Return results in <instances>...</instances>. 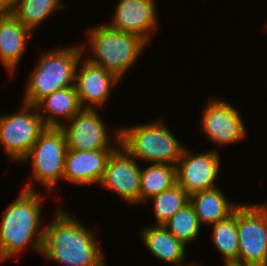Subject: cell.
<instances>
[{
  "instance_id": "16",
  "label": "cell",
  "mask_w": 267,
  "mask_h": 266,
  "mask_svg": "<svg viewBox=\"0 0 267 266\" xmlns=\"http://www.w3.org/2000/svg\"><path fill=\"white\" fill-rule=\"evenodd\" d=\"M33 32L26 28L12 14L0 16V64L7 72H14L28 46V39Z\"/></svg>"
},
{
  "instance_id": "4",
  "label": "cell",
  "mask_w": 267,
  "mask_h": 266,
  "mask_svg": "<svg viewBox=\"0 0 267 266\" xmlns=\"http://www.w3.org/2000/svg\"><path fill=\"white\" fill-rule=\"evenodd\" d=\"M86 35L88 44L82 43V48L86 51L88 46L91 54L85 58L112 72L120 80L137 63L148 45L138 35L114 30L107 23L89 28Z\"/></svg>"
},
{
  "instance_id": "26",
  "label": "cell",
  "mask_w": 267,
  "mask_h": 266,
  "mask_svg": "<svg viewBox=\"0 0 267 266\" xmlns=\"http://www.w3.org/2000/svg\"><path fill=\"white\" fill-rule=\"evenodd\" d=\"M194 263L195 262H193V264H190L189 266H202V264L201 265L200 264L198 265V264H196V263L194 264Z\"/></svg>"
},
{
  "instance_id": "18",
  "label": "cell",
  "mask_w": 267,
  "mask_h": 266,
  "mask_svg": "<svg viewBox=\"0 0 267 266\" xmlns=\"http://www.w3.org/2000/svg\"><path fill=\"white\" fill-rule=\"evenodd\" d=\"M36 107L47 127H61L83 108L75 86L54 91Z\"/></svg>"
},
{
  "instance_id": "5",
  "label": "cell",
  "mask_w": 267,
  "mask_h": 266,
  "mask_svg": "<svg viewBox=\"0 0 267 266\" xmlns=\"http://www.w3.org/2000/svg\"><path fill=\"white\" fill-rule=\"evenodd\" d=\"M175 136L159 118L120 128V146L142 163L176 166L185 145Z\"/></svg>"
},
{
  "instance_id": "7",
  "label": "cell",
  "mask_w": 267,
  "mask_h": 266,
  "mask_svg": "<svg viewBox=\"0 0 267 266\" xmlns=\"http://www.w3.org/2000/svg\"><path fill=\"white\" fill-rule=\"evenodd\" d=\"M238 266H267V202L237 207Z\"/></svg>"
},
{
  "instance_id": "23",
  "label": "cell",
  "mask_w": 267,
  "mask_h": 266,
  "mask_svg": "<svg viewBox=\"0 0 267 266\" xmlns=\"http://www.w3.org/2000/svg\"><path fill=\"white\" fill-rule=\"evenodd\" d=\"M153 204L156 225H163L181 208L189 203V195L178 184L148 200Z\"/></svg>"
},
{
  "instance_id": "21",
  "label": "cell",
  "mask_w": 267,
  "mask_h": 266,
  "mask_svg": "<svg viewBox=\"0 0 267 266\" xmlns=\"http://www.w3.org/2000/svg\"><path fill=\"white\" fill-rule=\"evenodd\" d=\"M211 226L213 246L223 255L224 266L238 265L237 208L229 216Z\"/></svg>"
},
{
  "instance_id": "25",
  "label": "cell",
  "mask_w": 267,
  "mask_h": 266,
  "mask_svg": "<svg viewBox=\"0 0 267 266\" xmlns=\"http://www.w3.org/2000/svg\"><path fill=\"white\" fill-rule=\"evenodd\" d=\"M14 0H0V16L12 14Z\"/></svg>"
},
{
  "instance_id": "12",
  "label": "cell",
  "mask_w": 267,
  "mask_h": 266,
  "mask_svg": "<svg viewBox=\"0 0 267 266\" xmlns=\"http://www.w3.org/2000/svg\"><path fill=\"white\" fill-rule=\"evenodd\" d=\"M141 163L119 146L110 156L99 186L130 204L139 205Z\"/></svg>"
},
{
  "instance_id": "20",
  "label": "cell",
  "mask_w": 267,
  "mask_h": 266,
  "mask_svg": "<svg viewBox=\"0 0 267 266\" xmlns=\"http://www.w3.org/2000/svg\"><path fill=\"white\" fill-rule=\"evenodd\" d=\"M141 166L139 204H146L149 199L177 184L176 166L167 164H150Z\"/></svg>"
},
{
  "instance_id": "9",
  "label": "cell",
  "mask_w": 267,
  "mask_h": 266,
  "mask_svg": "<svg viewBox=\"0 0 267 266\" xmlns=\"http://www.w3.org/2000/svg\"><path fill=\"white\" fill-rule=\"evenodd\" d=\"M98 111V109L82 108L60 127L65 133L68 149L116 150L120 146V127L114 129L115 136L110 135Z\"/></svg>"
},
{
  "instance_id": "1",
  "label": "cell",
  "mask_w": 267,
  "mask_h": 266,
  "mask_svg": "<svg viewBox=\"0 0 267 266\" xmlns=\"http://www.w3.org/2000/svg\"><path fill=\"white\" fill-rule=\"evenodd\" d=\"M45 225L41 255L65 266H106L98 237L83 222L58 206Z\"/></svg>"
},
{
  "instance_id": "3",
  "label": "cell",
  "mask_w": 267,
  "mask_h": 266,
  "mask_svg": "<svg viewBox=\"0 0 267 266\" xmlns=\"http://www.w3.org/2000/svg\"><path fill=\"white\" fill-rule=\"evenodd\" d=\"M84 53L82 44H71L65 48L58 46L42 52L31 74H28L21 101L36 105L54 91L74 86L76 68Z\"/></svg>"
},
{
  "instance_id": "10",
  "label": "cell",
  "mask_w": 267,
  "mask_h": 266,
  "mask_svg": "<svg viewBox=\"0 0 267 266\" xmlns=\"http://www.w3.org/2000/svg\"><path fill=\"white\" fill-rule=\"evenodd\" d=\"M201 132L218 147L236 144L246 138V127L239 110L222 98H213L203 107Z\"/></svg>"
},
{
  "instance_id": "14",
  "label": "cell",
  "mask_w": 267,
  "mask_h": 266,
  "mask_svg": "<svg viewBox=\"0 0 267 266\" xmlns=\"http://www.w3.org/2000/svg\"><path fill=\"white\" fill-rule=\"evenodd\" d=\"M156 6L155 0H119L110 20L112 22L107 25L120 32L138 35L149 44L150 35L158 31L160 25Z\"/></svg>"
},
{
  "instance_id": "8",
  "label": "cell",
  "mask_w": 267,
  "mask_h": 266,
  "mask_svg": "<svg viewBox=\"0 0 267 266\" xmlns=\"http://www.w3.org/2000/svg\"><path fill=\"white\" fill-rule=\"evenodd\" d=\"M20 111L0 115V145L11 161L21 163L47 128L36 105L22 101ZM36 110V111H34Z\"/></svg>"
},
{
  "instance_id": "17",
  "label": "cell",
  "mask_w": 267,
  "mask_h": 266,
  "mask_svg": "<svg viewBox=\"0 0 267 266\" xmlns=\"http://www.w3.org/2000/svg\"><path fill=\"white\" fill-rule=\"evenodd\" d=\"M143 244L157 259L174 266H189L186 259V246L180 242L164 225L147 226L140 230Z\"/></svg>"
},
{
  "instance_id": "11",
  "label": "cell",
  "mask_w": 267,
  "mask_h": 266,
  "mask_svg": "<svg viewBox=\"0 0 267 266\" xmlns=\"http://www.w3.org/2000/svg\"><path fill=\"white\" fill-rule=\"evenodd\" d=\"M184 146L181 157L176 164L177 184L191 196L217 185L220 174V155L216 150L194 154ZM216 183V184H215Z\"/></svg>"
},
{
  "instance_id": "19",
  "label": "cell",
  "mask_w": 267,
  "mask_h": 266,
  "mask_svg": "<svg viewBox=\"0 0 267 266\" xmlns=\"http://www.w3.org/2000/svg\"><path fill=\"white\" fill-rule=\"evenodd\" d=\"M198 220L202 225H214L229 216L241 203L230 202L218 187L189 196Z\"/></svg>"
},
{
  "instance_id": "6",
  "label": "cell",
  "mask_w": 267,
  "mask_h": 266,
  "mask_svg": "<svg viewBox=\"0 0 267 266\" xmlns=\"http://www.w3.org/2000/svg\"><path fill=\"white\" fill-rule=\"evenodd\" d=\"M67 149L64 131L60 127H47L22 161L30 160L33 178L22 189L36 191L34 183L38 182L49 193L54 192V187L63 178Z\"/></svg>"
},
{
  "instance_id": "15",
  "label": "cell",
  "mask_w": 267,
  "mask_h": 266,
  "mask_svg": "<svg viewBox=\"0 0 267 266\" xmlns=\"http://www.w3.org/2000/svg\"><path fill=\"white\" fill-rule=\"evenodd\" d=\"M115 150L67 149L62 181L79 186L99 185L107 162Z\"/></svg>"
},
{
  "instance_id": "22",
  "label": "cell",
  "mask_w": 267,
  "mask_h": 266,
  "mask_svg": "<svg viewBox=\"0 0 267 266\" xmlns=\"http://www.w3.org/2000/svg\"><path fill=\"white\" fill-rule=\"evenodd\" d=\"M61 8H64L61 0H14L12 15L34 33Z\"/></svg>"
},
{
  "instance_id": "24",
  "label": "cell",
  "mask_w": 267,
  "mask_h": 266,
  "mask_svg": "<svg viewBox=\"0 0 267 266\" xmlns=\"http://www.w3.org/2000/svg\"><path fill=\"white\" fill-rule=\"evenodd\" d=\"M163 225L185 246L196 240L202 228L190 202Z\"/></svg>"
},
{
  "instance_id": "2",
  "label": "cell",
  "mask_w": 267,
  "mask_h": 266,
  "mask_svg": "<svg viewBox=\"0 0 267 266\" xmlns=\"http://www.w3.org/2000/svg\"><path fill=\"white\" fill-rule=\"evenodd\" d=\"M22 189L3 212L0 220V263L25 252L41 255L45 234L42 225V194ZM20 253V254H19Z\"/></svg>"
},
{
  "instance_id": "13",
  "label": "cell",
  "mask_w": 267,
  "mask_h": 266,
  "mask_svg": "<svg viewBox=\"0 0 267 266\" xmlns=\"http://www.w3.org/2000/svg\"><path fill=\"white\" fill-rule=\"evenodd\" d=\"M120 81L112 72L81 57L76 68L74 84L81 106L92 109L104 107L111 97L112 87Z\"/></svg>"
}]
</instances>
